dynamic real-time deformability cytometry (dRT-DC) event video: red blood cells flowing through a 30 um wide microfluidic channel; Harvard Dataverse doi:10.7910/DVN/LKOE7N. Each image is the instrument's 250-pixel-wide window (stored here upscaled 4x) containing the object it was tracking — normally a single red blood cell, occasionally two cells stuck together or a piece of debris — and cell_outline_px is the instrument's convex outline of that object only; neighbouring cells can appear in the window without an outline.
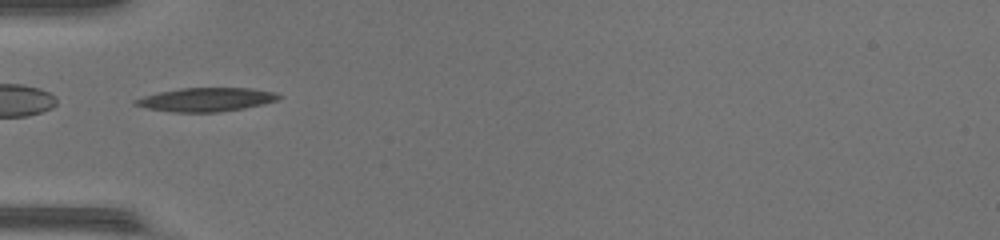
{"species": "common noctule bat (a hibernating species)", "species_latin": "Nyctalus noctula", "temperature_condition": "warm", "stored_images_in_passage": 34, "camera_frame_rate_fps": 3000, "um_per_image_px": 0.085, "animal": {"sex": "female", "body_mass_g": 17.0, "forearm_length_mm": 48.0}, "frame": {"image": 1, "passage_image": 2, "time_ms": 0.333, "image_size_px": [1000, 240], "cell_outline_px": [[280, 96], [276, 100], [264, 104], [244, 108], [216, 112], [172, 112], [148, 108], [132, 104], [132, 100], [144, 96], [160, 92], [180, 88], [252, 88], [276, 92]], "centroid_in_image_um": [17.51, 8.46], "position_along_channel_um": 67.5, "area_um2": 19.71}}
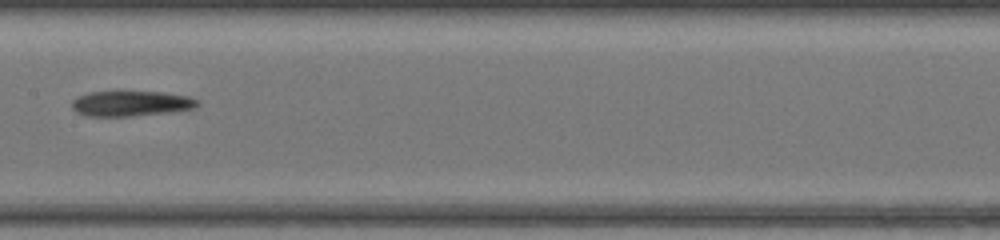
{"frame": {"image": 2, "passage_image": 11, "time_ms": 3.333, "image_size_px": [1000, 240], "cell_outline_px": [[200, 104], [196, 108], [168, 112], [132, 116], [88, 116], [76, 112], [72, 108], [72, 100], [76, 96], [92, 92], [120, 88], [164, 92], [188, 96], [200, 100]], "centroid_in_image_um": [11.13, 8.74], "position_along_channel_um": 196.3, "area_um2": 19.59}}
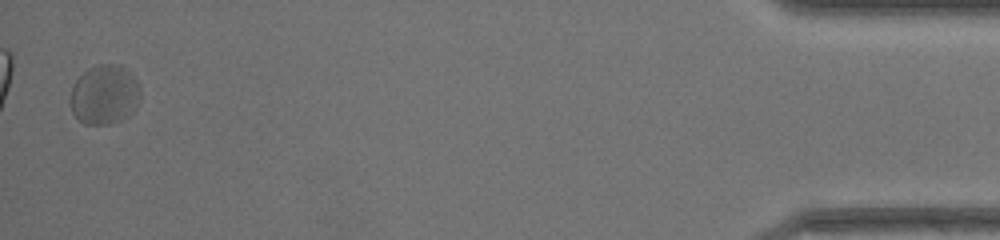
{"frame": {"image": 3, "passage_image": 33, "time_ms": 10.667, "image_size_px": [1000, 240], "cell_outline_px": [[140, 96], [136, 108], [128, 116], [120, 120], [108, 124], [84, 124], [72, 112], [72, 88], [76, 80], [88, 68], [96, 64], [116, 64], [128, 68], [136, 80], [140, 88]], "centroid_in_image_um": [8.92, 8.03], "position_along_channel_um": 426.3, "area_um2": 24.22}, "authors_computed_cell_mechanics": {"area_um2": 19.7676, "velocity_mm_per_s": 4.3225, "shape_relaxation_time_tau1_ms": null, "shape_relaxation_time_tau2_ms": 3.7253, "deformation_change_tau1": null, "deformation_change_tau2": 0.1064}}